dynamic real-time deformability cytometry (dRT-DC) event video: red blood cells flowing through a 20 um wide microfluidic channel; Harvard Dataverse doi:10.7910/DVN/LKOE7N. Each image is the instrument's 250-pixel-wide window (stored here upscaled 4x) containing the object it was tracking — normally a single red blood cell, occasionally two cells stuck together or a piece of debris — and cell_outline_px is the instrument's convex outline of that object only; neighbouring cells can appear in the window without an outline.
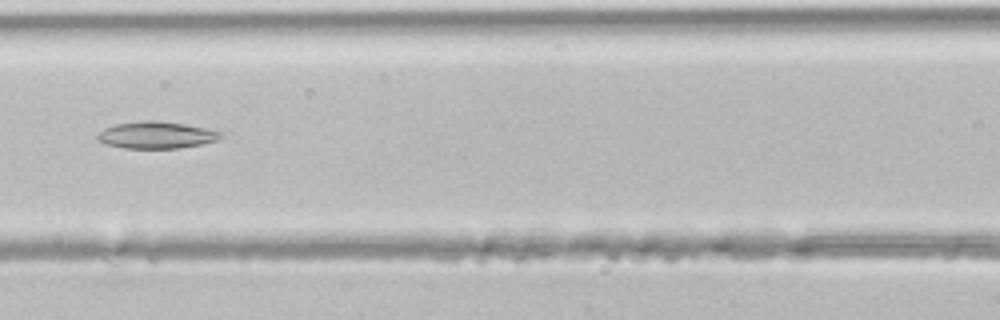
{"species": "common noctule bat (a hibernating species)", "species_latin": "Nyctalus noctula", "temperature_condition": "room temperature", "stored_images_in_passage": 26, "camera_frame_rate_fps": 3000, "um_per_image_px": 0.085, "animal": {"sex": "male", "body_mass_g": 21.5, "forearm_length_mm": 52.0}, "frame": {"image": 1, "passage_image": 6, "time_ms": 1.667, "image_size_px": [1000, 320], "cell_outline_px": [[224, 136], [220, 140], [180, 148], [124, 148], [104, 144], [96, 140], [96, 136], [104, 128], [116, 124], [144, 120], [152, 120], [184, 124], [204, 128], [220, 132]], "centroid_in_image_um": [13.26, 11.48], "position_along_channel_um": 153.3, "area_um2": 19.31}}
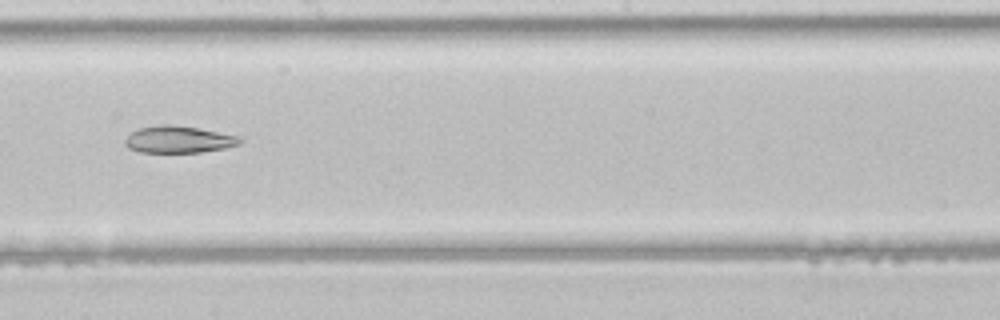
{"frame": {"image": 2, "passage_image": 11, "time_ms": 3.333, "image_size_px": [1000, 320], "cell_outline_px": [[244, 140], [240, 144], [224, 148], [200, 152], [140, 152], [128, 148], [124, 144], [124, 140], [132, 132], [140, 128], [160, 124], [168, 124], [196, 128], [236, 136]], "centroid_in_image_um": [15.14, 11.86], "position_along_channel_um": 233.1, "area_um2": 17.74}}
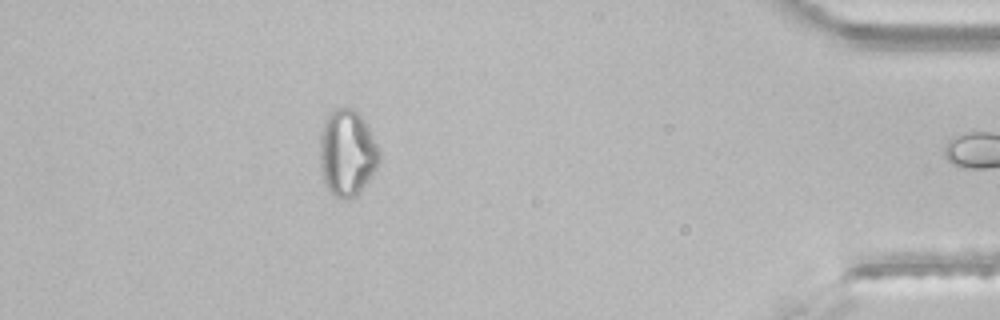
{"frame": {"image": 3, "passage_image": 25, "time_ms": 8.0, "image_size_px": [1000, 320], "cell_outline_px": [[380, 160], [376, 168], [360, 192], [352, 200], [340, 200], [332, 196], [328, 192], [324, 184], [320, 168], [320, 136], [324, 120], [332, 108], [352, 108], [360, 112], [380, 152]], "centroid_in_image_um": [29.48, 13.03], "position_along_channel_um": 405.7, "area_um2": 30.46}}